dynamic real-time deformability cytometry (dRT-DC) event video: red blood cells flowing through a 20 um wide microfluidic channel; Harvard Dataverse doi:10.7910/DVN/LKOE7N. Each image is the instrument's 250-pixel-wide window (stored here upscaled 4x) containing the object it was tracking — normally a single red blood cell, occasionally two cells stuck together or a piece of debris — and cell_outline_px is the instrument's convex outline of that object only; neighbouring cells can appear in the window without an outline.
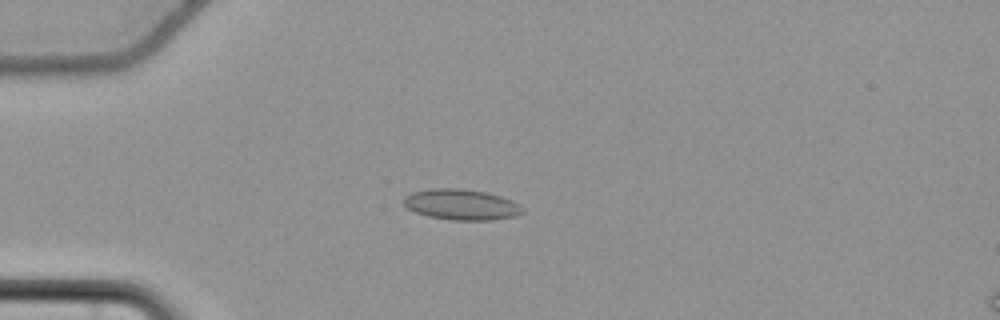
{"species": "common noctule bat (a hibernating species)", "species_latin": "Nyctalus noctula", "temperature_condition": "cold", "stored_images_in_passage": 37, "camera_frame_rate_fps": 3000, "um_per_image_px": 0.085, "animal": {"sex": "female", "body_mass_g": 22.7, "forearm_length_mm": 54.2}, "frame": {"image": 1, "passage_image": 2, "time_ms": 0.333, "image_size_px": [1000, 320], "cell_outline_px": [[524, 212], [516, 216], [492, 220], [452, 220], [428, 216], [416, 212], [408, 208], [404, 204], [404, 196], [412, 192], [432, 188], [460, 188], [484, 192], [500, 196], [512, 200], [520, 204], [524, 208]], "centroid_in_image_um": [39.24, 17.39], "position_along_channel_um": 45.8, "area_um2": 21.33}}
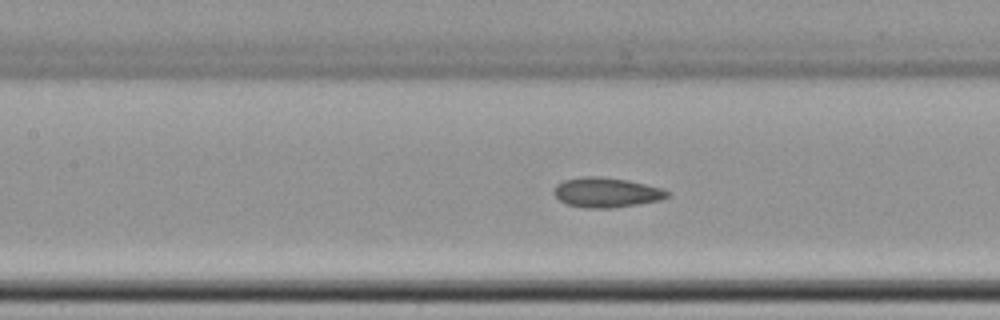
{"frame": {"image": 2, "passage_image": 13, "time_ms": 4.0, "image_size_px": [1000, 320], "cell_outline_px": [[668, 196], [660, 200], [612, 208], [588, 208], [568, 204], [560, 200], [552, 192], [556, 184], [564, 180], [584, 176], [596, 176], [628, 180], [660, 188], [668, 192]], "centroid_in_image_um": [51.49, 16.35], "position_along_channel_um": 155.9, "area_um2": 19.42}}
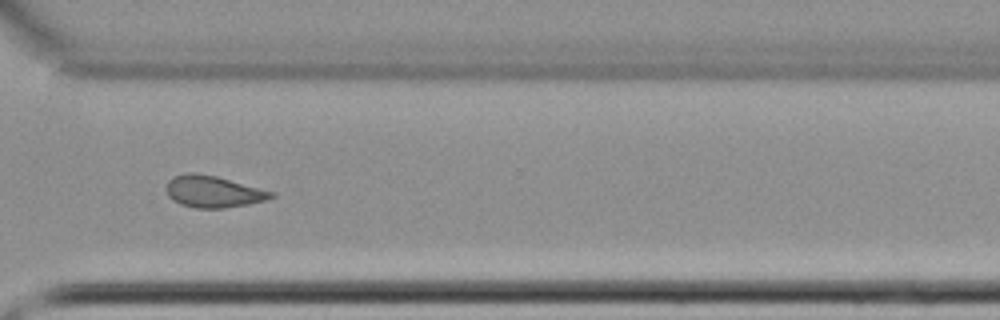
{"frame": {"image": 3, "passage_image": 29, "time_ms": 9.333, "image_size_px": [1000, 320], "cell_outline_px": [[276, 196], [268, 200], [248, 204], [224, 208], [196, 208], [180, 204], [172, 200], [168, 196], [168, 180], [172, 176], [184, 172], [196, 172], [216, 176], [276, 192]], "centroid_in_image_um": [18.15, 16.28], "position_along_channel_um": 352.5, "area_um2": 19.59}, "authors_computed_cell_mechanics": {"area_um2": 19.074, "velocity_mm_per_s": 3.6777, "shape_relaxation_time_tau1_ms": 7.8646, "shape_relaxation_time_tau2_ms": 5.2116, "deformation_change_tau1": 0.0952, "deformation_change_tau2": 0.0908}}